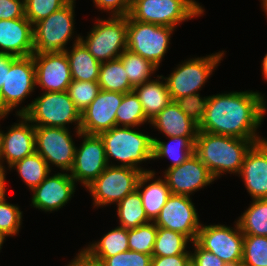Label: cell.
Instances as JSON below:
<instances>
[{"instance_id": "cell-1", "label": "cell", "mask_w": 267, "mask_h": 266, "mask_svg": "<svg viewBox=\"0 0 267 266\" xmlns=\"http://www.w3.org/2000/svg\"><path fill=\"white\" fill-rule=\"evenodd\" d=\"M267 111V101L259 91H231L209 95L199 131L241 139H265L259 127Z\"/></svg>"}, {"instance_id": "cell-2", "label": "cell", "mask_w": 267, "mask_h": 266, "mask_svg": "<svg viewBox=\"0 0 267 266\" xmlns=\"http://www.w3.org/2000/svg\"><path fill=\"white\" fill-rule=\"evenodd\" d=\"M262 140L198 131L194 154L206 165L215 180L225 173L238 176L247 151Z\"/></svg>"}, {"instance_id": "cell-3", "label": "cell", "mask_w": 267, "mask_h": 266, "mask_svg": "<svg viewBox=\"0 0 267 266\" xmlns=\"http://www.w3.org/2000/svg\"><path fill=\"white\" fill-rule=\"evenodd\" d=\"M135 128L115 126L99 134L104 144L107 163L109 166L131 167L143 173L151 172V169L140 165L153 160V136L136 131Z\"/></svg>"}, {"instance_id": "cell-4", "label": "cell", "mask_w": 267, "mask_h": 266, "mask_svg": "<svg viewBox=\"0 0 267 266\" xmlns=\"http://www.w3.org/2000/svg\"><path fill=\"white\" fill-rule=\"evenodd\" d=\"M19 108L15 114H23L34 126L69 129V124L73 123L75 134L81 133V113L76 109L67 91L43 92L31 103Z\"/></svg>"}, {"instance_id": "cell-5", "label": "cell", "mask_w": 267, "mask_h": 266, "mask_svg": "<svg viewBox=\"0 0 267 266\" xmlns=\"http://www.w3.org/2000/svg\"><path fill=\"white\" fill-rule=\"evenodd\" d=\"M205 13L196 0H131L129 16L136 21L175 28Z\"/></svg>"}, {"instance_id": "cell-6", "label": "cell", "mask_w": 267, "mask_h": 266, "mask_svg": "<svg viewBox=\"0 0 267 266\" xmlns=\"http://www.w3.org/2000/svg\"><path fill=\"white\" fill-rule=\"evenodd\" d=\"M226 51L215 52L202 57L189 58L178 64L164 77L171 100L199 93L220 65Z\"/></svg>"}, {"instance_id": "cell-7", "label": "cell", "mask_w": 267, "mask_h": 266, "mask_svg": "<svg viewBox=\"0 0 267 266\" xmlns=\"http://www.w3.org/2000/svg\"><path fill=\"white\" fill-rule=\"evenodd\" d=\"M75 7L76 1H69L60 10L53 12L33 25L34 52H61L67 49L73 39L80 40L81 35L75 36ZM72 38V39H71Z\"/></svg>"}, {"instance_id": "cell-8", "label": "cell", "mask_w": 267, "mask_h": 266, "mask_svg": "<svg viewBox=\"0 0 267 266\" xmlns=\"http://www.w3.org/2000/svg\"><path fill=\"white\" fill-rule=\"evenodd\" d=\"M95 21L80 41L100 63L119 58L127 49V16L96 18Z\"/></svg>"}, {"instance_id": "cell-9", "label": "cell", "mask_w": 267, "mask_h": 266, "mask_svg": "<svg viewBox=\"0 0 267 266\" xmlns=\"http://www.w3.org/2000/svg\"><path fill=\"white\" fill-rule=\"evenodd\" d=\"M142 174V171L131 167L108 165L85 190L89 191L94 208L116 205L137 189Z\"/></svg>"}, {"instance_id": "cell-10", "label": "cell", "mask_w": 267, "mask_h": 266, "mask_svg": "<svg viewBox=\"0 0 267 266\" xmlns=\"http://www.w3.org/2000/svg\"><path fill=\"white\" fill-rule=\"evenodd\" d=\"M175 28L140 22L127 16V49L160 66Z\"/></svg>"}, {"instance_id": "cell-11", "label": "cell", "mask_w": 267, "mask_h": 266, "mask_svg": "<svg viewBox=\"0 0 267 266\" xmlns=\"http://www.w3.org/2000/svg\"><path fill=\"white\" fill-rule=\"evenodd\" d=\"M36 88L33 56L16 57L6 67L5 82L0 89V115H9L32 96Z\"/></svg>"}, {"instance_id": "cell-12", "label": "cell", "mask_w": 267, "mask_h": 266, "mask_svg": "<svg viewBox=\"0 0 267 266\" xmlns=\"http://www.w3.org/2000/svg\"><path fill=\"white\" fill-rule=\"evenodd\" d=\"M70 129L63 127L35 126V152L52 167L70 172L74 162L76 145ZM54 165V166H53Z\"/></svg>"}, {"instance_id": "cell-13", "label": "cell", "mask_w": 267, "mask_h": 266, "mask_svg": "<svg viewBox=\"0 0 267 266\" xmlns=\"http://www.w3.org/2000/svg\"><path fill=\"white\" fill-rule=\"evenodd\" d=\"M233 225L201 224L196 242L228 265L242 263L244 234L237 220Z\"/></svg>"}, {"instance_id": "cell-14", "label": "cell", "mask_w": 267, "mask_h": 266, "mask_svg": "<svg viewBox=\"0 0 267 266\" xmlns=\"http://www.w3.org/2000/svg\"><path fill=\"white\" fill-rule=\"evenodd\" d=\"M82 138L79 147L76 146L74 162L70 176L81 186L90 185L108 166L104 144L99 135L76 133Z\"/></svg>"}, {"instance_id": "cell-15", "label": "cell", "mask_w": 267, "mask_h": 266, "mask_svg": "<svg viewBox=\"0 0 267 266\" xmlns=\"http://www.w3.org/2000/svg\"><path fill=\"white\" fill-rule=\"evenodd\" d=\"M192 197L171 194L154 223L157 227L176 231L196 241L201 227Z\"/></svg>"}, {"instance_id": "cell-16", "label": "cell", "mask_w": 267, "mask_h": 266, "mask_svg": "<svg viewBox=\"0 0 267 266\" xmlns=\"http://www.w3.org/2000/svg\"><path fill=\"white\" fill-rule=\"evenodd\" d=\"M162 174L171 194L188 197L215 181L206 165L195 154L179 166L165 169Z\"/></svg>"}, {"instance_id": "cell-17", "label": "cell", "mask_w": 267, "mask_h": 266, "mask_svg": "<svg viewBox=\"0 0 267 266\" xmlns=\"http://www.w3.org/2000/svg\"><path fill=\"white\" fill-rule=\"evenodd\" d=\"M51 174V175H50ZM76 183L69 172H57L49 175L31 192V207L52 213L62 209L71 201L77 190Z\"/></svg>"}, {"instance_id": "cell-18", "label": "cell", "mask_w": 267, "mask_h": 266, "mask_svg": "<svg viewBox=\"0 0 267 266\" xmlns=\"http://www.w3.org/2000/svg\"><path fill=\"white\" fill-rule=\"evenodd\" d=\"M36 87L43 92L67 91L72 78L65 51L33 53Z\"/></svg>"}, {"instance_id": "cell-19", "label": "cell", "mask_w": 267, "mask_h": 266, "mask_svg": "<svg viewBox=\"0 0 267 266\" xmlns=\"http://www.w3.org/2000/svg\"><path fill=\"white\" fill-rule=\"evenodd\" d=\"M124 93L100 90L96 98L81 113L80 132L99 135L116 126V111Z\"/></svg>"}, {"instance_id": "cell-20", "label": "cell", "mask_w": 267, "mask_h": 266, "mask_svg": "<svg viewBox=\"0 0 267 266\" xmlns=\"http://www.w3.org/2000/svg\"><path fill=\"white\" fill-rule=\"evenodd\" d=\"M15 116L19 120L7 127V132L3 131L2 171L6 172L15 162L35 152V126L23 114Z\"/></svg>"}, {"instance_id": "cell-21", "label": "cell", "mask_w": 267, "mask_h": 266, "mask_svg": "<svg viewBox=\"0 0 267 266\" xmlns=\"http://www.w3.org/2000/svg\"><path fill=\"white\" fill-rule=\"evenodd\" d=\"M238 177L254 199L267 198V138L254 143L247 151Z\"/></svg>"}, {"instance_id": "cell-22", "label": "cell", "mask_w": 267, "mask_h": 266, "mask_svg": "<svg viewBox=\"0 0 267 266\" xmlns=\"http://www.w3.org/2000/svg\"><path fill=\"white\" fill-rule=\"evenodd\" d=\"M0 53L15 57L33 55V25L26 17L0 20Z\"/></svg>"}, {"instance_id": "cell-23", "label": "cell", "mask_w": 267, "mask_h": 266, "mask_svg": "<svg viewBox=\"0 0 267 266\" xmlns=\"http://www.w3.org/2000/svg\"><path fill=\"white\" fill-rule=\"evenodd\" d=\"M150 125L165 135L164 137L197 138L199 131L198 124L190 119L175 101H171L152 118Z\"/></svg>"}, {"instance_id": "cell-24", "label": "cell", "mask_w": 267, "mask_h": 266, "mask_svg": "<svg viewBox=\"0 0 267 266\" xmlns=\"http://www.w3.org/2000/svg\"><path fill=\"white\" fill-rule=\"evenodd\" d=\"M156 174L157 172L155 170L143 173L137 184V190L141 195L143 208L151 222H154L158 217L161 209L171 195L166 181L161 176L157 178L155 176Z\"/></svg>"}, {"instance_id": "cell-25", "label": "cell", "mask_w": 267, "mask_h": 266, "mask_svg": "<svg viewBox=\"0 0 267 266\" xmlns=\"http://www.w3.org/2000/svg\"><path fill=\"white\" fill-rule=\"evenodd\" d=\"M153 78L133 88L142 104L145 116L149 120L154 118L172 101L162 74Z\"/></svg>"}, {"instance_id": "cell-26", "label": "cell", "mask_w": 267, "mask_h": 266, "mask_svg": "<svg viewBox=\"0 0 267 266\" xmlns=\"http://www.w3.org/2000/svg\"><path fill=\"white\" fill-rule=\"evenodd\" d=\"M72 49H66L72 80L98 81L100 62L88 51L80 40H74Z\"/></svg>"}, {"instance_id": "cell-27", "label": "cell", "mask_w": 267, "mask_h": 266, "mask_svg": "<svg viewBox=\"0 0 267 266\" xmlns=\"http://www.w3.org/2000/svg\"><path fill=\"white\" fill-rule=\"evenodd\" d=\"M168 142L153 137V160L169 158L172 161L167 169L179 166L194 154L196 138L167 137Z\"/></svg>"}, {"instance_id": "cell-28", "label": "cell", "mask_w": 267, "mask_h": 266, "mask_svg": "<svg viewBox=\"0 0 267 266\" xmlns=\"http://www.w3.org/2000/svg\"><path fill=\"white\" fill-rule=\"evenodd\" d=\"M90 257H111L129 250L128 229L116 226L100 238L82 248Z\"/></svg>"}, {"instance_id": "cell-29", "label": "cell", "mask_w": 267, "mask_h": 266, "mask_svg": "<svg viewBox=\"0 0 267 266\" xmlns=\"http://www.w3.org/2000/svg\"><path fill=\"white\" fill-rule=\"evenodd\" d=\"M98 84L101 90L118 93H129L134 88L119 58L100 64Z\"/></svg>"}, {"instance_id": "cell-30", "label": "cell", "mask_w": 267, "mask_h": 266, "mask_svg": "<svg viewBox=\"0 0 267 266\" xmlns=\"http://www.w3.org/2000/svg\"><path fill=\"white\" fill-rule=\"evenodd\" d=\"M16 170L30 191L36 188L52 171L47 162L37 153L15 162L8 170Z\"/></svg>"}, {"instance_id": "cell-31", "label": "cell", "mask_w": 267, "mask_h": 266, "mask_svg": "<svg viewBox=\"0 0 267 266\" xmlns=\"http://www.w3.org/2000/svg\"><path fill=\"white\" fill-rule=\"evenodd\" d=\"M115 206L117 208V219H119L118 226L132 229L151 222L145 213L142 198L137 189L124 197Z\"/></svg>"}, {"instance_id": "cell-32", "label": "cell", "mask_w": 267, "mask_h": 266, "mask_svg": "<svg viewBox=\"0 0 267 266\" xmlns=\"http://www.w3.org/2000/svg\"><path fill=\"white\" fill-rule=\"evenodd\" d=\"M237 221L244 235L267 237V198L252 200Z\"/></svg>"}, {"instance_id": "cell-33", "label": "cell", "mask_w": 267, "mask_h": 266, "mask_svg": "<svg viewBox=\"0 0 267 266\" xmlns=\"http://www.w3.org/2000/svg\"><path fill=\"white\" fill-rule=\"evenodd\" d=\"M190 244H192V241L182 233L157 227L152 256L163 257L190 254V250H187Z\"/></svg>"}, {"instance_id": "cell-34", "label": "cell", "mask_w": 267, "mask_h": 266, "mask_svg": "<svg viewBox=\"0 0 267 266\" xmlns=\"http://www.w3.org/2000/svg\"><path fill=\"white\" fill-rule=\"evenodd\" d=\"M130 84L135 87L151 80L154 73L159 70L153 62L126 49L120 56Z\"/></svg>"}, {"instance_id": "cell-35", "label": "cell", "mask_w": 267, "mask_h": 266, "mask_svg": "<svg viewBox=\"0 0 267 266\" xmlns=\"http://www.w3.org/2000/svg\"><path fill=\"white\" fill-rule=\"evenodd\" d=\"M150 124L145 116L142 104L134 91L124 93L120 106L116 111V126L138 127Z\"/></svg>"}, {"instance_id": "cell-36", "label": "cell", "mask_w": 267, "mask_h": 266, "mask_svg": "<svg viewBox=\"0 0 267 266\" xmlns=\"http://www.w3.org/2000/svg\"><path fill=\"white\" fill-rule=\"evenodd\" d=\"M157 235V226L154 222L128 229L129 250L152 255Z\"/></svg>"}, {"instance_id": "cell-37", "label": "cell", "mask_w": 267, "mask_h": 266, "mask_svg": "<svg viewBox=\"0 0 267 266\" xmlns=\"http://www.w3.org/2000/svg\"><path fill=\"white\" fill-rule=\"evenodd\" d=\"M242 263L246 266H267V237L244 235Z\"/></svg>"}, {"instance_id": "cell-38", "label": "cell", "mask_w": 267, "mask_h": 266, "mask_svg": "<svg viewBox=\"0 0 267 266\" xmlns=\"http://www.w3.org/2000/svg\"><path fill=\"white\" fill-rule=\"evenodd\" d=\"M98 81L72 80L67 88L70 99L76 109L82 113L100 92Z\"/></svg>"}, {"instance_id": "cell-39", "label": "cell", "mask_w": 267, "mask_h": 266, "mask_svg": "<svg viewBox=\"0 0 267 266\" xmlns=\"http://www.w3.org/2000/svg\"><path fill=\"white\" fill-rule=\"evenodd\" d=\"M23 211L18 204H11L4 198L0 202V231L7 237L17 236L22 226Z\"/></svg>"}, {"instance_id": "cell-40", "label": "cell", "mask_w": 267, "mask_h": 266, "mask_svg": "<svg viewBox=\"0 0 267 266\" xmlns=\"http://www.w3.org/2000/svg\"><path fill=\"white\" fill-rule=\"evenodd\" d=\"M69 0H24L25 17L32 25L60 10Z\"/></svg>"}, {"instance_id": "cell-41", "label": "cell", "mask_w": 267, "mask_h": 266, "mask_svg": "<svg viewBox=\"0 0 267 266\" xmlns=\"http://www.w3.org/2000/svg\"><path fill=\"white\" fill-rule=\"evenodd\" d=\"M103 266H151L152 255L132 250L118 253L111 257H91Z\"/></svg>"}, {"instance_id": "cell-42", "label": "cell", "mask_w": 267, "mask_h": 266, "mask_svg": "<svg viewBox=\"0 0 267 266\" xmlns=\"http://www.w3.org/2000/svg\"><path fill=\"white\" fill-rule=\"evenodd\" d=\"M209 96L202 97L200 93H195L176 99L179 108L198 125L204 118Z\"/></svg>"}, {"instance_id": "cell-43", "label": "cell", "mask_w": 267, "mask_h": 266, "mask_svg": "<svg viewBox=\"0 0 267 266\" xmlns=\"http://www.w3.org/2000/svg\"><path fill=\"white\" fill-rule=\"evenodd\" d=\"M192 247L190 255L195 266H228L218 256L202 248L196 241L192 242Z\"/></svg>"}, {"instance_id": "cell-44", "label": "cell", "mask_w": 267, "mask_h": 266, "mask_svg": "<svg viewBox=\"0 0 267 266\" xmlns=\"http://www.w3.org/2000/svg\"><path fill=\"white\" fill-rule=\"evenodd\" d=\"M93 3L108 16H128L131 8V0H93Z\"/></svg>"}, {"instance_id": "cell-45", "label": "cell", "mask_w": 267, "mask_h": 266, "mask_svg": "<svg viewBox=\"0 0 267 266\" xmlns=\"http://www.w3.org/2000/svg\"><path fill=\"white\" fill-rule=\"evenodd\" d=\"M25 17L24 0H0V20Z\"/></svg>"}, {"instance_id": "cell-46", "label": "cell", "mask_w": 267, "mask_h": 266, "mask_svg": "<svg viewBox=\"0 0 267 266\" xmlns=\"http://www.w3.org/2000/svg\"><path fill=\"white\" fill-rule=\"evenodd\" d=\"M190 260V254L163 257L152 256L151 266H186Z\"/></svg>"}, {"instance_id": "cell-47", "label": "cell", "mask_w": 267, "mask_h": 266, "mask_svg": "<svg viewBox=\"0 0 267 266\" xmlns=\"http://www.w3.org/2000/svg\"><path fill=\"white\" fill-rule=\"evenodd\" d=\"M65 266H103L99 261L92 259L86 252L82 249L76 253L74 259H72L69 264Z\"/></svg>"}, {"instance_id": "cell-48", "label": "cell", "mask_w": 267, "mask_h": 266, "mask_svg": "<svg viewBox=\"0 0 267 266\" xmlns=\"http://www.w3.org/2000/svg\"><path fill=\"white\" fill-rule=\"evenodd\" d=\"M15 56L10 54L0 53V89L5 82L6 67H10V63L15 59Z\"/></svg>"}, {"instance_id": "cell-49", "label": "cell", "mask_w": 267, "mask_h": 266, "mask_svg": "<svg viewBox=\"0 0 267 266\" xmlns=\"http://www.w3.org/2000/svg\"><path fill=\"white\" fill-rule=\"evenodd\" d=\"M6 171H1L0 170V202L6 198L7 194H6Z\"/></svg>"}, {"instance_id": "cell-50", "label": "cell", "mask_w": 267, "mask_h": 266, "mask_svg": "<svg viewBox=\"0 0 267 266\" xmlns=\"http://www.w3.org/2000/svg\"><path fill=\"white\" fill-rule=\"evenodd\" d=\"M6 117L8 116L0 115V120H4ZM2 157H3V130L0 128V170L1 171H2Z\"/></svg>"}, {"instance_id": "cell-51", "label": "cell", "mask_w": 267, "mask_h": 266, "mask_svg": "<svg viewBox=\"0 0 267 266\" xmlns=\"http://www.w3.org/2000/svg\"><path fill=\"white\" fill-rule=\"evenodd\" d=\"M261 73H262V77L263 79L267 82V53L265 54V56L262 59L261 62Z\"/></svg>"}, {"instance_id": "cell-52", "label": "cell", "mask_w": 267, "mask_h": 266, "mask_svg": "<svg viewBox=\"0 0 267 266\" xmlns=\"http://www.w3.org/2000/svg\"><path fill=\"white\" fill-rule=\"evenodd\" d=\"M6 238L7 236L3 232L0 231V251L2 249L4 242L6 241Z\"/></svg>"}, {"instance_id": "cell-53", "label": "cell", "mask_w": 267, "mask_h": 266, "mask_svg": "<svg viewBox=\"0 0 267 266\" xmlns=\"http://www.w3.org/2000/svg\"><path fill=\"white\" fill-rule=\"evenodd\" d=\"M261 6H262V9L265 13V15L267 16V0H261Z\"/></svg>"}, {"instance_id": "cell-54", "label": "cell", "mask_w": 267, "mask_h": 266, "mask_svg": "<svg viewBox=\"0 0 267 266\" xmlns=\"http://www.w3.org/2000/svg\"><path fill=\"white\" fill-rule=\"evenodd\" d=\"M186 266H195V264L190 260V261L186 264Z\"/></svg>"}, {"instance_id": "cell-55", "label": "cell", "mask_w": 267, "mask_h": 266, "mask_svg": "<svg viewBox=\"0 0 267 266\" xmlns=\"http://www.w3.org/2000/svg\"><path fill=\"white\" fill-rule=\"evenodd\" d=\"M228 266H246V265H245V264H243V263H239V264L228 265Z\"/></svg>"}]
</instances>
